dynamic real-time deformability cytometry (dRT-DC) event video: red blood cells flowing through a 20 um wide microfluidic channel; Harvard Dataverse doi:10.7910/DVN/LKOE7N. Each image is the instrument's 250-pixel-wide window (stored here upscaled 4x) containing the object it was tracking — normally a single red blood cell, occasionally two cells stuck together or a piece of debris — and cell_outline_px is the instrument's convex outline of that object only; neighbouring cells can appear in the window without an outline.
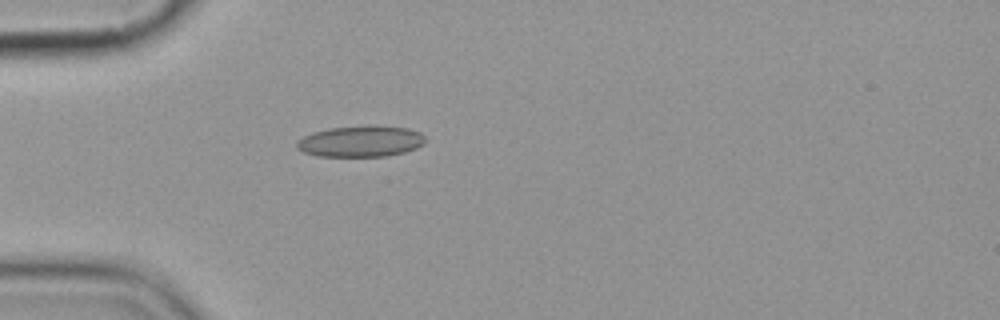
{"species": "common noctule bat (a hibernating species)", "species_latin": "Nyctalus noctula", "temperature_condition": "cold", "stored_images_in_passage": 2, "camera_frame_rate_fps": 3000, "um_per_image_px": 0.085, "animal": {"sex": "female", "body_mass_g": 19.9}, "frame": {"image": 1, "passage_image": 2, "time_ms": 2.0, "image_size_px": [1000, 320], "cell_outline_px": [[424, 144], [416, 148], [404, 152], [388, 156], [316, 156], [304, 152], [296, 148], [296, 144], [304, 136], [312, 132], [328, 128], [408, 128], [420, 132], [424, 136]], "centroid_in_image_um": [30.64, 12.06], "position_along_channel_um": 54.4, "area_um2": 22.43}}